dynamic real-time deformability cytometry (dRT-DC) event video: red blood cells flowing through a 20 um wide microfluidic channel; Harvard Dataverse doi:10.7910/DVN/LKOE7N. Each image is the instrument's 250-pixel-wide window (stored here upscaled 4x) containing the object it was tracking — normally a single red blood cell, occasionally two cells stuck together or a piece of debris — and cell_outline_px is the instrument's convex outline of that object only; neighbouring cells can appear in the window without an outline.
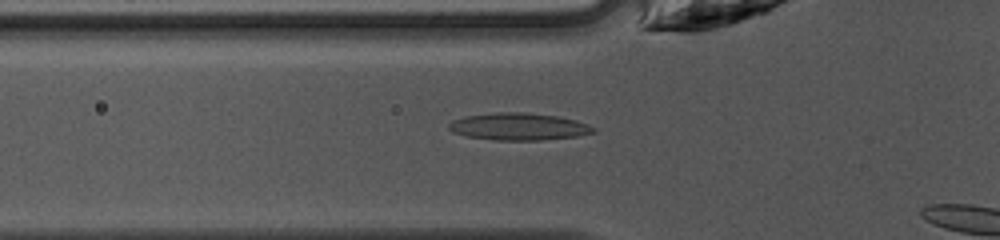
{"species": "common noctule bat (a hibernating species)", "species_latin": "Nyctalus noctula", "temperature_condition": "warm", "stored_images_in_passage": 11, "camera_frame_rate_fps": 3000, "um_per_image_px": 0.085, "animal": {"sex": "female", "body_mass_g": 10.0, "forearm_length_mm": 53.1}, "frame": {"image": 1, "passage_image": 10, "time_ms": 3.0, "image_size_px": [1000, 240], "cell_outline_px": [[596, 132], [576, 136], [540, 140], [496, 140], [464, 136], [452, 132], [448, 128], [448, 124], [452, 120], [464, 116], [496, 112], [524, 112], [556, 116], [576, 120], [588, 124], [596, 128]], "centroid_in_image_um": [44.06, 10.76], "position_along_channel_um": 81.7, "area_um2": 23.0}}